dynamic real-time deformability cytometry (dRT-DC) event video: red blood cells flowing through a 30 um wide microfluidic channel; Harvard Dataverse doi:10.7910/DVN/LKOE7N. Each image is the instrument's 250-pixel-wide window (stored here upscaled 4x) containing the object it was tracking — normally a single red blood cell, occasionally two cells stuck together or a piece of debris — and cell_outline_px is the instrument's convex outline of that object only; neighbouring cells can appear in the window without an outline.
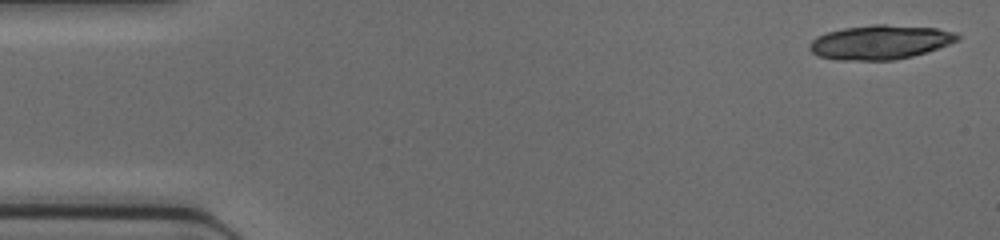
{"species": "common noctule bat (a hibernating species)", "species_latin": "Nyctalus noctula", "temperature_condition": "cold", "stored_images_in_passage": 31, "camera_frame_rate_fps": 3000, "um_per_image_px": 0.085, "animal": {"sex": "female", "body_mass_g": 17.0, "forearm_length_mm": 48.0}, "frame": {"image": 1, "passage_image": 1, "time_ms": 0.0, "image_size_px": [1000, 240], "cell_outline_px": [[960, 40], [912, 56], [896, 60], [836, 60], [820, 56], [812, 52], [808, 48], [808, 44], [816, 36], [828, 32], [844, 28], [872, 24], [884, 24], [936, 28], [956, 32], [960, 36]], "centroid_in_image_um": [74.79, 3.58], "position_along_channel_um": 10.2, "area_um2": 29.48}}
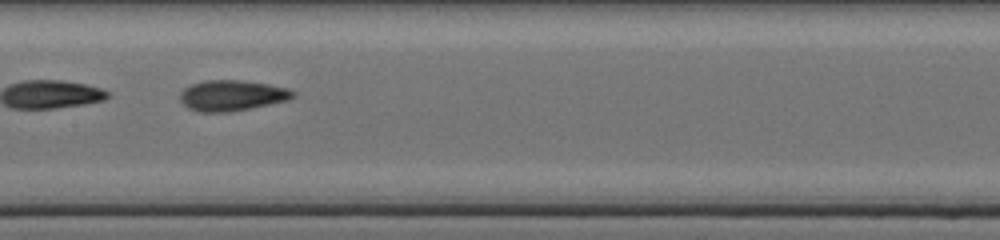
{"frame": {"image": 2, "passage_image": 22, "time_ms": 7.0, "image_size_px": [1000, 240], "cell_outline_px": [[296, 96], [288, 100], [228, 112], [196, 112], [188, 108], [180, 100], [180, 92], [184, 88], [192, 84], [204, 80], [240, 80], [268, 84], [288, 88], [296, 92]], "centroid_in_image_um": [19.7, 8.11], "position_along_channel_um": 187.7, "area_um2": 20.17}}
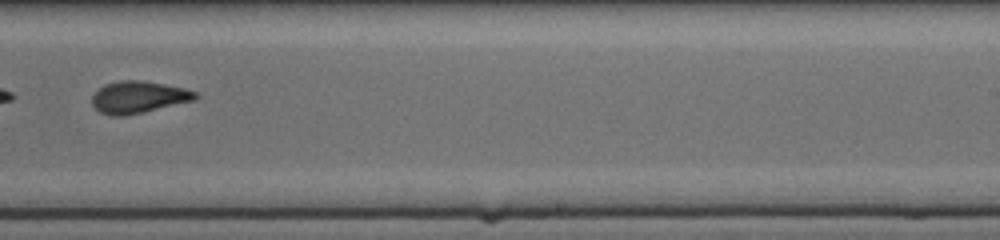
{"frame": {"image": 3, "passage_image": 28, "time_ms": 9.0, "image_size_px": [1000, 240], "cell_outline_px": [[200, 96], [196, 100], [144, 112], [124, 116], [112, 116], [100, 112], [92, 104], [92, 96], [104, 84], [120, 80], [144, 80], [184, 88], [196, 92]], "centroid_in_image_um": [11.79, 8.25], "position_along_channel_um": 277.2, "area_um2": 19.36}}